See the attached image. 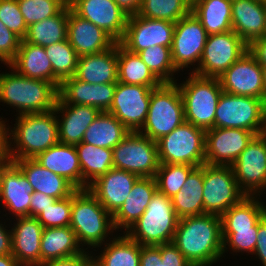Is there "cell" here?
I'll use <instances>...</instances> for the list:
<instances>
[{
  "instance_id": "18",
  "label": "cell",
  "mask_w": 266,
  "mask_h": 266,
  "mask_svg": "<svg viewBox=\"0 0 266 266\" xmlns=\"http://www.w3.org/2000/svg\"><path fill=\"white\" fill-rule=\"evenodd\" d=\"M255 134L239 128H212L205 133V164L231 166Z\"/></svg>"
},
{
  "instance_id": "39",
  "label": "cell",
  "mask_w": 266,
  "mask_h": 266,
  "mask_svg": "<svg viewBox=\"0 0 266 266\" xmlns=\"http://www.w3.org/2000/svg\"><path fill=\"white\" fill-rule=\"evenodd\" d=\"M69 4L57 15L28 27L24 40L28 43L46 47L67 39Z\"/></svg>"
},
{
  "instance_id": "30",
  "label": "cell",
  "mask_w": 266,
  "mask_h": 266,
  "mask_svg": "<svg viewBox=\"0 0 266 266\" xmlns=\"http://www.w3.org/2000/svg\"><path fill=\"white\" fill-rule=\"evenodd\" d=\"M25 175L34 192H40L55 199L70 196L76 188L64 177L44 168L34 159L11 160Z\"/></svg>"
},
{
  "instance_id": "53",
  "label": "cell",
  "mask_w": 266,
  "mask_h": 266,
  "mask_svg": "<svg viewBox=\"0 0 266 266\" xmlns=\"http://www.w3.org/2000/svg\"><path fill=\"white\" fill-rule=\"evenodd\" d=\"M0 219V255L12 254L11 223L8 221L9 218L6 220L3 215H0ZM7 221L8 224H6Z\"/></svg>"
},
{
  "instance_id": "48",
  "label": "cell",
  "mask_w": 266,
  "mask_h": 266,
  "mask_svg": "<svg viewBox=\"0 0 266 266\" xmlns=\"http://www.w3.org/2000/svg\"><path fill=\"white\" fill-rule=\"evenodd\" d=\"M21 40L0 20V64L8 65L15 58Z\"/></svg>"
},
{
  "instance_id": "27",
  "label": "cell",
  "mask_w": 266,
  "mask_h": 266,
  "mask_svg": "<svg viewBox=\"0 0 266 266\" xmlns=\"http://www.w3.org/2000/svg\"><path fill=\"white\" fill-rule=\"evenodd\" d=\"M232 29L249 45L264 37L266 2L260 0H232Z\"/></svg>"
},
{
  "instance_id": "24",
  "label": "cell",
  "mask_w": 266,
  "mask_h": 266,
  "mask_svg": "<svg viewBox=\"0 0 266 266\" xmlns=\"http://www.w3.org/2000/svg\"><path fill=\"white\" fill-rule=\"evenodd\" d=\"M116 83L90 84L75 76L65 79L59 89V98L65 104L86 105L108 111L112 105Z\"/></svg>"
},
{
  "instance_id": "38",
  "label": "cell",
  "mask_w": 266,
  "mask_h": 266,
  "mask_svg": "<svg viewBox=\"0 0 266 266\" xmlns=\"http://www.w3.org/2000/svg\"><path fill=\"white\" fill-rule=\"evenodd\" d=\"M130 131L111 113L100 112L84 133L82 142L113 149Z\"/></svg>"
},
{
  "instance_id": "22",
  "label": "cell",
  "mask_w": 266,
  "mask_h": 266,
  "mask_svg": "<svg viewBox=\"0 0 266 266\" xmlns=\"http://www.w3.org/2000/svg\"><path fill=\"white\" fill-rule=\"evenodd\" d=\"M13 219V221L9 219L12 232V255L22 266H41L40 247L44 229L42 224L36 217L25 216Z\"/></svg>"
},
{
  "instance_id": "54",
  "label": "cell",
  "mask_w": 266,
  "mask_h": 266,
  "mask_svg": "<svg viewBox=\"0 0 266 266\" xmlns=\"http://www.w3.org/2000/svg\"><path fill=\"white\" fill-rule=\"evenodd\" d=\"M57 199L40 192H34L30 202V217H37L49 205H53Z\"/></svg>"
},
{
  "instance_id": "8",
  "label": "cell",
  "mask_w": 266,
  "mask_h": 266,
  "mask_svg": "<svg viewBox=\"0 0 266 266\" xmlns=\"http://www.w3.org/2000/svg\"><path fill=\"white\" fill-rule=\"evenodd\" d=\"M184 122V103L178 84L162 83L152 90L147 117L138 132L157 141Z\"/></svg>"
},
{
  "instance_id": "40",
  "label": "cell",
  "mask_w": 266,
  "mask_h": 266,
  "mask_svg": "<svg viewBox=\"0 0 266 266\" xmlns=\"http://www.w3.org/2000/svg\"><path fill=\"white\" fill-rule=\"evenodd\" d=\"M118 82L157 88L162 83L153 75L138 54L129 52L118 42Z\"/></svg>"
},
{
  "instance_id": "5",
  "label": "cell",
  "mask_w": 266,
  "mask_h": 266,
  "mask_svg": "<svg viewBox=\"0 0 266 266\" xmlns=\"http://www.w3.org/2000/svg\"><path fill=\"white\" fill-rule=\"evenodd\" d=\"M69 226L83 250L91 252L118 233L113 224V216L88 189H76L72 193Z\"/></svg>"
},
{
  "instance_id": "41",
  "label": "cell",
  "mask_w": 266,
  "mask_h": 266,
  "mask_svg": "<svg viewBox=\"0 0 266 266\" xmlns=\"http://www.w3.org/2000/svg\"><path fill=\"white\" fill-rule=\"evenodd\" d=\"M137 54L161 83H175L178 80L175 76L180 72L172 62L171 47L150 46Z\"/></svg>"
},
{
  "instance_id": "34",
  "label": "cell",
  "mask_w": 266,
  "mask_h": 266,
  "mask_svg": "<svg viewBox=\"0 0 266 266\" xmlns=\"http://www.w3.org/2000/svg\"><path fill=\"white\" fill-rule=\"evenodd\" d=\"M40 250L41 265L52 260L78 255L84 251L70 226L44 228Z\"/></svg>"
},
{
  "instance_id": "13",
  "label": "cell",
  "mask_w": 266,
  "mask_h": 266,
  "mask_svg": "<svg viewBox=\"0 0 266 266\" xmlns=\"http://www.w3.org/2000/svg\"><path fill=\"white\" fill-rule=\"evenodd\" d=\"M207 37L200 20L192 12L175 23L171 56L179 72H184L186 68H189L187 73L193 72L198 67Z\"/></svg>"
},
{
  "instance_id": "2",
  "label": "cell",
  "mask_w": 266,
  "mask_h": 266,
  "mask_svg": "<svg viewBox=\"0 0 266 266\" xmlns=\"http://www.w3.org/2000/svg\"><path fill=\"white\" fill-rule=\"evenodd\" d=\"M0 70V103L16 110V115L44 113L55 109L58 88L51 82L27 78L6 65ZM8 105V106H7Z\"/></svg>"
},
{
  "instance_id": "42",
  "label": "cell",
  "mask_w": 266,
  "mask_h": 266,
  "mask_svg": "<svg viewBox=\"0 0 266 266\" xmlns=\"http://www.w3.org/2000/svg\"><path fill=\"white\" fill-rule=\"evenodd\" d=\"M190 0H142L137 15L176 23L191 12Z\"/></svg>"
},
{
  "instance_id": "6",
  "label": "cell",
  "mask_w": 266,
  "mask_h": 266,
  "mask_svg": "<svg viewBox=\"0 0 266 266\" xmlns=\"http://www.w3.org/2000/svg\"><path fill=\"white\" fill-rule=\"evenodd\" d=\"M187 75L181 83L176 81L184 103L185 121L205 131L215 128L216 107L223 92L218 78L192 72Z\"/></svg>"
},
{
  "instance_id": "11",
  "label": "cell",
  "mask_w": 266,
  "mask_h": 266,
  "mask_svg": "<svg viewBox=\"0 0 266 266\" xmlns=\"http://www.w3.org/2000/svg\"><path fill=\"white\" fill-rule=\"evenodd\" d=\"M112 153L114 168L139 177H155L160 165L157 142L140 132H130Z\"/></svg>"
},
{
  "instance_id": "51",
  "label": "cell",
  "mask_w": 266,
  "mask_h": 266,
  "mask_svg": "<svg viewBox=\"0 0 266 266\" xmlns=\"http://www.w3.org/2000/svg\"><path fill=\"white\" fill-rule=\"evenodd\" d=\"M252 255L256 256L255 261L261 263L258 265L266 266V214L259 221L256 247Z\"/></svg>"
},
{
  "instance_id": "47",
  "label": "cell",
  "mask_w": 266,
  "mask_h": 266,
  "mask_svg": "<svg viewBox=\"0 0 266 266\" xmlns=\"http://www.w3.org/2000/svg\"><path fill=\"white\" fill-rule=\"evenodd\" d=\"M0 20L21 39L25 38L28 27L20 12L17 0H0Z\"/></svg>"
},
{
  "instance_id": "60",
  "label": "cell",
  "mask_w": 266,
  "mask_h": 266,
  "mask_svg": "<svg viewBox=\"0 0 266 266\" xmlns=\"http://www.w3.org/2000/svg\"><path fill=\"white\" fill-rule=\"evenodd\" d=\"M263 75L264 101L266 102V65L261 66Z\"/></svg>"
},
{
  "instance_id": "37",
  "label": "cell",
  "mask_w": 266,
  "mask_h": 266,
  "mask_svg": "<svg viewBox=\"0 0 266 266\" xmlns=\"http://www.w3.org/2000/svg\"><path fill=\"white\" fill-rule=\"evenodd\" d=\"M75 147L82 170V189H88L98 177L114 168L112 149L83 142Z\"/></svg>"
},
{
  "instance_id": "12",
  "label": "cell",
  "mask_w": 266,
  "mask_h": 266,
  "mask_svg": "<svg viewBox=\"0 0 266 266\" xmlns=\"http://www.w3.org/2000/svg\"><path fill=\"white\" fill-rule=\"evenodd\" d=\"M203 207L221 216L247 195L239 188L231 166L204 164Z\"/></svg>"
},
{
  "instance_id": "4",
  "label": "cell",
  "mask_w": 266,
  "mask_h": 266,
  "mask_svg": "<svg viewBox=\"0 0 266 266\" xmlns=\"http://www.w3.org/2000/svg\"><path fill=\"white\" fill-rule=\"evenodd\" d=\"M14 122V127H8L11 160L34 159L59 143L55 109L44 113L19 115Z\"/></svg>"
},
{
  "instance_id": "44",
  "label": "cell",
  "mask_w": 266,
  "mask_h": 266,
  "mask_svg": "<svg viewBox=\"0 0 266 266\" xmlns=\"http://www.w3.org/2000/svg\"><path fill=\"white\" fill-rule=\"evenodd\" d=\"M196 167L188 164H160L155 175L157 190L173 198Z\"/></svg>"
},
{
  "instance_id": "56",
  "label": "cell",
  "mask_w": 266,
  "mask_h": 266,
  "mask_svg": "<svg viewBox=\"0 0 266 266\" xmlns=\"http://www.w3.org/2000/svg\"><path fill=\"white\" fill-rule=\"evenodd\" d=\"M8 122H9V119L7 121V119L4 118V116L2 117L0 116V158H10L9 138H8L9 123Z\"/></svg>"
},
{
  "instance_id": "10",
  "label": "cell",
  "mask_w": 266,
  "mask_h": 266,
  "mask_svg": "<svg viewBox=\"0 0 266 266\" xmlns=\"http://www.w3.org/2000/svg\"><path fill=\"white\" fill-rule=\"evenodd\" d=\"M206 131L184 122L169 134L157 140L160 164H188L200 167L205 164Z\"/></svg>"
},
{
  "instance_id": "50",
  "label": "cell",
  "mask_w": 266,
  "mask_h": 266,
  "mask_svg": "<svg viewBox=\"0 0 266 266\" xmlns=\"http://www.w3.org/2000/svg\"><path fill=\"white\" fill-rule=\"evenodd\" d=\"M92 264L91 251L84 250L78 255L52 260L41 266H90Z\"/></svg>"
},
{
  "instance_id": "7",
  "label": "cell",
  "mask_w": 266,
  "mask_h": 266,
  "mask_svg": "<svg viewBox=\"0 0 266 266\" xmlns=\"http://www.w3.org/2000/svg\"><path fill=\"white\" fill-rule=\"evenodd\" d=\"M178 221L172 199L157 190L145 212L125 233L140 245L172 243Z\"/></svg>"
},
{
  "instance_id": "25",
  "label": "cell",
  "mask_w": 266,
  "mask_h": 266,
  "mask_svg": "<svg viewBox=\"0 0 266 266\" xmlns=\"http://www.w3.org/2000/svg\"><path fill=\"white\" fill-rule=\"evenodd\" d=\"M55 112L58 120L59 142L77 145L82 142L85 131L101 111L93 106L65 104L58 97Z\"/></svg>"
},
{
  "instance_id": "35",
  "label": "cell",
  "mask_w": 266,
  "mask_h": 266,
  "mask_svg": "<svg viewBox=\"0 0 266 266\" xmlns=\"http://www.w3.org/2000/svg\"><path fill=\"white\" fill-rule=\"evenodd\" d=\"M191 12L200 20L208 35L233 30L232 0H194Z\"/></svg>"
},
{
  "instance_id": "15",
  "label": "cell",
  "mask_w": 266,
  "mask_h": 266,
  "mask_svg": "<svg viewBox=\"0 0 266 266\" xmlns=\"http://www.w3.org/2000/svg\"><path fill=\"white\" fill-rule=\"evenodd\" d=\"M248 51V45L233 31L208 35L198 67L192 72L218 78Z\"/></svg>"
},
{
  "instance_id": "52",
  "label": "cell",
  "mask_w": 266,
  "mask_h": 266,
  "mask_svg": "<svg viewBox=\"0 0 266 266\" xmlns=\"http://www.w3.org/2000/svg\"><path fill=\"white\" fill-rule=\"evenodd\" d=\"M139 266H162V257L159 245H141Z\"/></svg>"
},
{
  "instance_id": "19",
  "label": "cell",
  "mask_w": 266,
  "mask_h": 266,
  "mask_svg": "<svg viewBox=\"0 0 266 266\" xmlns=\"http://www.w3.org/2000/svg\"><path fill=\"white\" fill-rule=\"evenodd\" d=\"M68 4L76 15L102 28L116 42L123 39L129 15L114 0H68Z\"/></svg>"
},
{
  "instance_id": "17",
  "label": "cell",
  "mask_w": 266,
  "mask_h": 266,
  "mask_svg": "<svg viewBox=\"0 0 266 266\" xmlns=\"http://www.w3.org/2000/svg\"><path fill=\"white\" fill-rule=\"evenodd\" d=\"M175 23L148 19L140 15L128 17L126 31L123 39L119 42L129 52H138L150 46H172Z\"/></svg>"
},
{
  "instance_id": "33",
  "label": "cell",
  "mask_w": 266,
  "mask_h": 266,
  "mask_svg": "<svg viewBox=\"0 0 266 266\" xmlns=\"http://www.w3.org/2000/svg\"><path fill=\"white\" fill-rule=\"evenodd\" d=\"M96 249L93 250L96 253L91 252L92 264L95 266L140 265L141 245L131 239L126 233L116 234L108 242Z\"/></svg>"
},
{
  "instance_id": "58",
  "label": "cell",
  "mask_w": 266,
  "mask_h": 266,
  "mask_svg": "<svg viewBox=\"0 0 266 266\" xmlns=\"http://www.w3.org/2000/svg\"><path fill=\"white\" fill-rule=\"evenodd\" d=\"M0 266H22L18 260L12 255H0Z\"/></svg>"
},
{
  "instance_id": "9",
  "label": "cell",
  "mask_w": 266,
  "mask_h": 266,
  "mask_svg": "<svg viewBox=\"0 0 266 266\" xmlns=\"http://www.w3.org/2000/svg\"><path fill=\"white\" fill-rule=\"evenodd\" d=\"M215 128H239L262 134L266 130V102L222 92L215 112Z\"/></svg>"
},
{
  "instance_id": "3",
  "label": "cell",
  "mask_w": 266,
  "mask_h": 266,
  "mask_svg": "<svg viewBox=\"0 0 266 266\" xmlns=\"http://www.w3.org/2000/svg\"><path fill=\"white\" fill-rule=\"evenodd\" d=\"M262 199V196H246L220 216L224 259L229 251L233 256L253 254L259 221L266 214V203Z\"/></svg>"
},
{
  "instance_id": "32",
  "label": "cell",
  "mask_w": 266,
  "mask_h": 266,
  "mask_svg": "<svg viewBox=\"0 0 266 266\" xmlns=\"http://www.w3.org/2000/svg\"><path fill=\"white\" fill-rule=\"evenodd\" d=\"M17 73L34 79L53 83L58 89L61 82L53 74L51 62L45 48L21 40L15 58L8 64Z\"/></svg>"
},
{
  "instance_id": "55",
  "label": "cell",
  "mask_w": 266,
  "mask_h": 266,
  "mask_svg": "<svg viewBox=\"0 0 266 266\" xmlns=\"http://www.w3.org/2000/svg\"><path fill=\"white\" fill-rule=\"evenodd\" d=\"M248 51L261 66L266 65V37L253 40L248 45Z\"/></svg>"
},
{
  "instance_id": "29",
  "label": "cell",
  "mask_w": 266,
  "mask_h": 266,
  "mask_svg": "<svg viewBox=\"0 0 266 266\" xmlns=\"http://www.w3.org/2000/svg\"><path fill=\"white\" fill-rule=\"evenodd\" d=\"M74 76L90 84L117 83L118 42L101 53L79 57Z\"/></svg>"
},
{
  "instance_id": "43",
  "label": "cell",
  "mask_w": 266,
  "mask_h": 266,
  "mask_svg": "<svg viewBox=\"0 0 266 266\" xmlns=\"http://www.w3.org/2000/svg\"><path fill=\"white\" fill-rule=\"evenodd\" d=\"M44 48L51 62L53 74L61 83L76 74L79 56L68 39Z\"/></svg>"
},
{
  "instance_id": "31",
  "label": "cell",
  "mask_w": 266,
  "mask_h": 266,
  "mask_svg": "<svg viewBox=\"0 0 266 266\" xmlns=\"http://www.w3.org/2000/svg\"><path fill=\"white\" fill-rule=\"evenodd\" d=\"M34 160L51 172L64 177L76 189H82V170L75 145L59 142L38 154Z\"/></svg>"
},
{
  "instance_id": "45",
  "label": "cell",
  "mask_w": 266,
  "mask_h": 266,
  "mask_svg": "<svg viewBox=\"0 0 266 266\" xmlns=\"http://www.w3.org/2000/svg\"><path fill=\"white\" fill-rule=\"evenodd\" d=\"M17 3L29 27L57 15L68 4V0H17Z\"/></svg>"
},
{
  "instance_id": "28",
  "label": "cell",
  "mask_w": 266,
  "mask_h": 266,
  "mask_svg": "<svg viewBox=\"0 0 266 266\" xmlns=\"http://www.w3.org/2000/svg\"><path fill=\"white\" fill-rule=\"evenodd\" d=\"M156 191L157 184L154 177H139L136 180L129 196L113 215V224L117 232L125 233L135 224L145 212Z\"/></svg>"
},
{
  "instance_id": "49",
  "label": "cell",
  "mask_w": 266,
  "mask_h": 266,
  "mask_svg": "<svg viewBox=\"0 0 266 266\" xmlns=\"http://www.w3.org/2000/svg\"><path fill=\"white\" fill-rule=\"evenodd\" d=\"M162 266H192L173 243L159 245Z\"/></svg>"
},
{
  "instance_id": "21",
  "label": "cell",
  "mask_w": 266,
  "mask_h": 266,
  "mask_svg": "<svg viewBox=\"0 0 266 266\" xmlns=\"http://www.w3.org/2000/svg\"><path fill=\"white\" fill-rule=\"evenodd\" d=\"M34 189L25 175L10 162L0 176V208H4V217L30 216V202ZM2 206V207H1ZM6 211L8 213H6Z\"/></svg>"
},
{
  "instance_id": "46",
  "label": "cell",
  "mask_w": 266,
  "mask_h": 266,
  "mask_svg": "<svg viewBox=\"0 0 266 266\" xmlns=\"http://www.w3.org/2000/svg\"><path fill=\"white\" fill-rule=\"evenodd\" d=\"M72 194L49 205L36 218L43 228L69 226L71 222Z\"/></svg>"
},
{
  "instance_id": "36",
  "label": "cell",
  "mask_w": 266,
  "mask_h": 266,
  "mask_svg": "<svg viewBox=\"0 0 266 266\" xmlns=\"http://www.w3.org/2000/svg\"><path fill=\"white\" fill-rule=\"evenodd\" d=\"M204 164L196 167L187 177L172 205L179 219L206 214L203 207Z\"/></svg>"
},
{
  "instance_id": "59",
  "label": "cell",
  "mask_w": 266,
  "mask_h": 266,
  "mask_svg": "<svg viewBox=\"0 0 266 266\" xmlns=\"http://www.w3.org/2000/svg\"><path fill=\"white\" fill-rule=\"evenodd\" d=\"M11 162L10 158H0V176L2 171L6 168V166Z\"/></svg>"
},
{
  "instance_id": "20",
  "label": "cell",
  "mask_w": 266,
  "mask_h": 266,
  "mask_svg": "<svg viewBox=\"0 0 266 266\" xmlns=\"http://www.w3.org/2000/svg\"><path fill=\"white\" fill-rule=\"evenodd\" d=\"M218 80L223 92L264 100L262 68L249 51L223 72Z\"/></svg>"
},
{
  "instance_id": "1",
  "label": "cell",
  "mask_w": 266,
  "mask_h": 266,
  "mask_svg": "<svg viewBox=\"0 0 266 266\" xmlns=\"http://www.w3.org/2000/svg\"><path fill=\"white\" fill-rule=\"evenodd\" d=\"M172 243L192 266H213L222 262L220 216L206 213L179 219Z\"/></svg>"
},
{
  "instance_id": "14",
  "label": "cell",
  "mask_w": 266,
  "mask_h": 266,
  "mask_svg": "<svg viewBox=\"0 0 266 266\" xmlns=\"http://www.w3.org/2000/svg\"><path fill=\"white\" fill-rule=\"evenodd\" d=\"M231 167L247 196L266 194V130L252 138Z\"/></svg>"
},
{
  "instance_id": "26",
  "label": "cell",
  "mask_w": 266,
  "mask_h": 266,
  "mask_svg": "<svg viewBox=\"0 0 266 266\" xmlns=\"http://www.w3.org/2000/svg\"><path fill=\"white\" fill-rule=\"evenodd\" d=\"M67 39L79 57L101 53L116 43L102 28L76 15L70 6Z\"/></svg>"
},
{
  "instance_id": "57",
  "label": "cell",
  "mask_w": 266,
  "mask_h": 266,
  "mask_svg": "<svg viewBox=\"0 0 266 266\" xmlns=\"http://www.w3.org/2000/svg\"><path fill=\"white\" fill-rule=\"evenodd\" d=\"M114 1L129 16L137 14L142 3V0H114Z\"/></svg>"
},
{
  "instance_id": "16",
  "label": "cell",
  "mask_w": 266,
  "mask_h": 266,
  "mask_svg": "<svg viewBox=\"0 0 266 266\" xmlns=\"http://www.w3.org/2000/svg\"><path fill=\"white\" fill-rule=\"evenodd\" d=\"M153 89L117 82L112 105L107 112L113 114L130 132H138L145 123Z\"/></svg>"
},
{
  "instance_id": "23",
  "label": "cell",
  "mask_w": 266,
  "mask_h": 266,
  "mask_svg": "<svg viewBox=\"0 0 266 266\" xmlns=\"http://www.w3.org/2000/svg\"><path fill=\"white\" fill-rule=\"evenodd\" d=\"M138 175L116 168L98 177L88 186V190L113 216L125 202Z\"/></svg>"
}]
</instances>
